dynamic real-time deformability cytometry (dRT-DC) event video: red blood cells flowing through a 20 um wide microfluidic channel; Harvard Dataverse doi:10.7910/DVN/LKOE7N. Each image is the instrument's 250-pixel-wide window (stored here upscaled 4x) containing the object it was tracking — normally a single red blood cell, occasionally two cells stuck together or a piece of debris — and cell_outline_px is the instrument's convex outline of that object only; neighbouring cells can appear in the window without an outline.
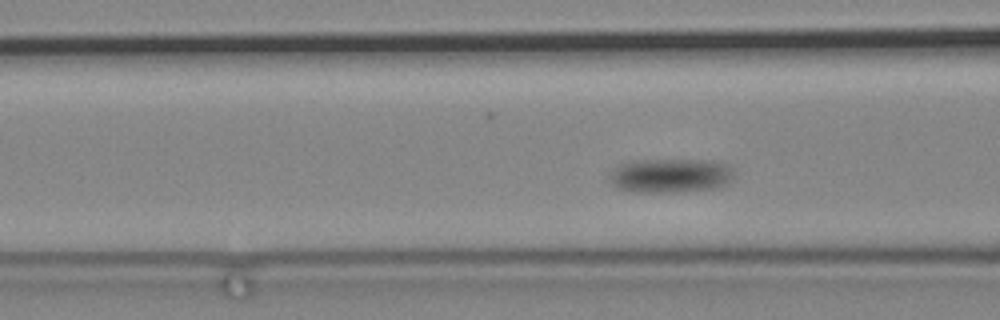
{"species": "common noctule bat (a hibernating species)", "species_latin": "Nyctalus noctula", "temperature_condition": "cold", "stored_images_in_passage": 65, "camera_frame_rate_fps": 3000, "um_per_image_px": 0.085, "animal": {"sex": "male", "body_mass_g": 19.2, "forearm_length_mm": 51.8}, "frame": {"image": 1, "passage_image": 10, "time_ms": 3.0, "image_size_px": [1000, 320], "cell_outline_px": [[732, 180], [728, 184], [712, 188], [676, 192], [632, 192], [616, 188], [608, 180], [608, 176], [612, 168], [620, 164], [632, 160], [712, 160], [728, 164], [732, 168]], "centroid_in_image_um": [56.93, 14.92], "position_along_channel_um": 109.7, "area_um2": 25.2}}
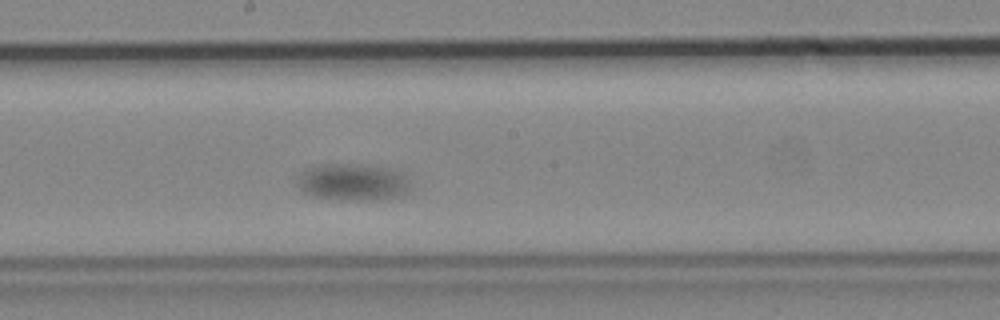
{"frame": {"image": 2, "passage_image": 24, "time_ms": 7.667, "image_size_px": [1000, 320], "cell_outline_px": [[412, 188], [404, 196], [380, 200], [356, 200], [316, 196], [304, 192], [296, 184], [304, 168], [320, 164], [360, 164], [388, 168], [396, 172], [408, 180]], "centroid_in_image_um": [30.01, 15.48], "position_along_channel_um": 218.2, "area_um2": 24.28}}
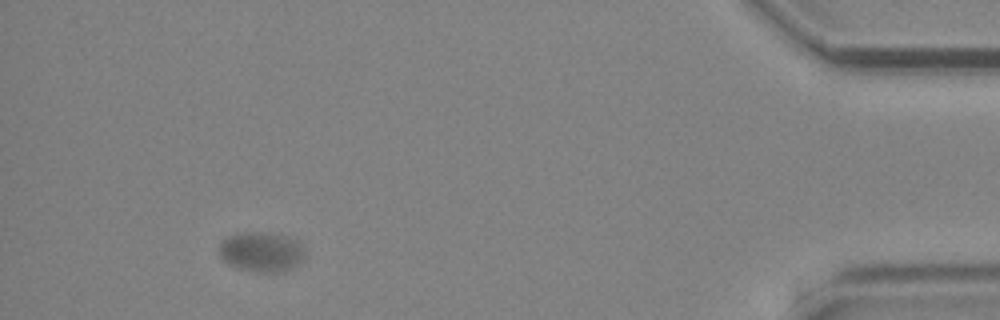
{"frame": {"image": 3, "passage_image": 58, "time_ms": 19.0, "image_size_px": [1000, 320], "cell_outline_px": [[304, 256], [292, 268], [276, 272], [256, 272], [240, 268], [228, 264], [220, 256], [220, 240], [228, 236], [244, 232], [260, 232], [288, 236], [296, 240], [300, 244], [304, 252]], "centroid_in_image_um": [22.19, 21.39], "position_along_channel_um": 413.0, "area_um2": 19.65}}